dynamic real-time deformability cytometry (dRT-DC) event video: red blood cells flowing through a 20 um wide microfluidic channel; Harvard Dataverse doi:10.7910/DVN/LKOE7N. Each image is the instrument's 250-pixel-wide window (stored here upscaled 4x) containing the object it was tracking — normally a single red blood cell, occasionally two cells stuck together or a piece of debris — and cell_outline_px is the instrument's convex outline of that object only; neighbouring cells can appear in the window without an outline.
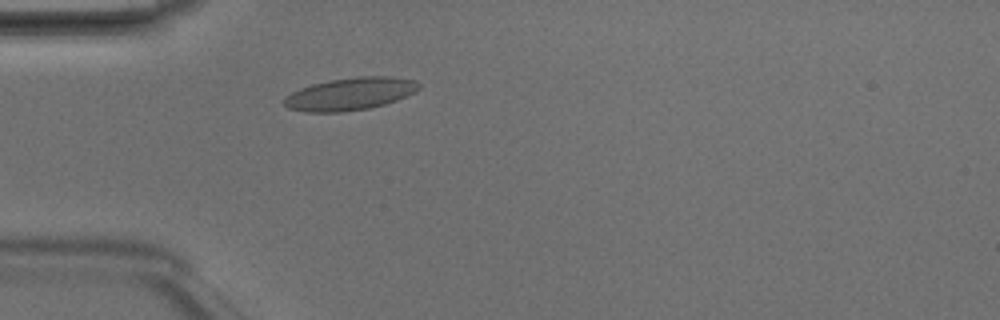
{"species": "Egyptian fruit bat (a non-hibernating species)", "species_latin": "Rousettus aegyptiacus", "temperature_condition": "room temperature", "stored_images_in_passage": 3, "camera_frame_rate_fps": 3000, "um_per_image_px": 0.085, "animal": {"sex": "male"}, "frame": {"image": 1, "passage_image": 3, "time_ms": 0.667, "image_size_px": [1000, 320], "cell_outline_px": [[420, 88], [416, 92], [408, 96], [384, 104], [368, 108], [340, 112], [304, 112], [288, 108], [280, 100], [284, 96], [300, 88], [312, 84], [332, 80], [360, 76], [392, 76], [416, 80], [420, 84]], "centroid_in_image_um": [29.76, 7.98], "position_along_channel_um": 55.2, "area_um2": 25.72}}